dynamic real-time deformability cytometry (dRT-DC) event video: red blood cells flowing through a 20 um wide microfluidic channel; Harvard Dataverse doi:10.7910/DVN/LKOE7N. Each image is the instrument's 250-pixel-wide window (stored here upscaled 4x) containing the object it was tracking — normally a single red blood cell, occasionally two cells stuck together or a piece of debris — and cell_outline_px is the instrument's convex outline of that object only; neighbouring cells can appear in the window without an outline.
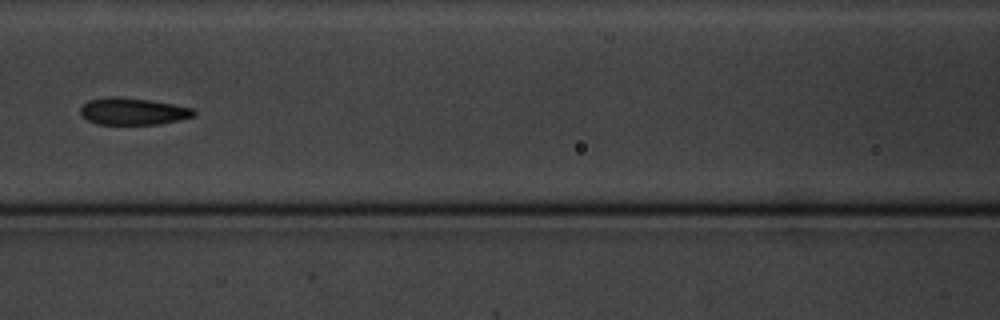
{"species": "common noctule bat (a hibernating species)", "species_latin": "Nyctalus noctula", "temperature_condition": "cold", "stored_images_in_passage": 13, "segment_of_instrument_passage": [1, 2], "camera_frame_rate_fps": 3000, "um_per_image_px": 0.085, "animal": {"sex": "male", "body_mass_g": 20.1, "forearm_length_mm": 53.5}, "frame": {"image": 1, "passage_image": 8, "time_ms": 8.333, "image_size_px": [1000, 320], "cell_outline_px": [[196, 116], [180, 120], [160, 124], [100, 124], [88, 120], [80, 112], [80, 108], [88, 100], [112, 96], [116, 96], [152, 100], [196, 108]], "centroid_in_image_um": [11.38, 9.45], "position_along_channel_um": 155.2, "area_um2": 17.98}}
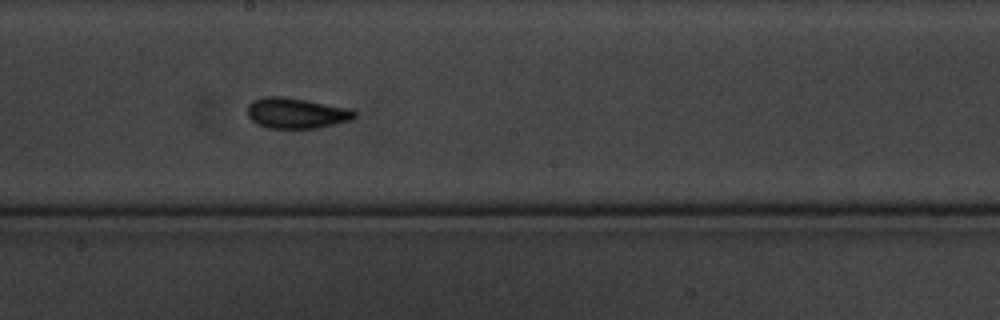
{"frame": {"image": 2, "passage_image": 10, "time_ms": 10.333, "image_size_px": [1000, 320], "cell_outline_px": [[356, 116], [352, 120], [320, 128], [268, 128], [256, 124], [248, 116], [248, 104], [252, 100], [264, 96], [284, 96], [352, 108], [356, 112]], "centroid_in_image_um": [25.21, 9.61], "position_along_channel_um": 223.0, "area_um2": 19.42}}
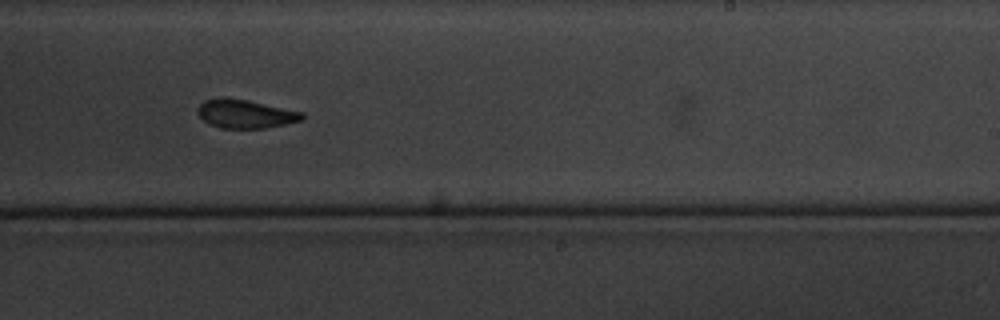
{"frame": {"image": 3, "passage_image": 11, "time_ms": 11.667, "image_size_px": [1000, 320], "cell_outline_px": [[304, 116], [300, 120], [284, 124], [264, 128], [220, 128], [208, 124], [196, 112], [196, 108], [204, 100], [216, 96], [224, 96], [248, 100], [304, 112]], "centroid_in_image_um": [20.78, 9.65], "position_along_channel_um": 268.2, "area_um2": 17.63}}